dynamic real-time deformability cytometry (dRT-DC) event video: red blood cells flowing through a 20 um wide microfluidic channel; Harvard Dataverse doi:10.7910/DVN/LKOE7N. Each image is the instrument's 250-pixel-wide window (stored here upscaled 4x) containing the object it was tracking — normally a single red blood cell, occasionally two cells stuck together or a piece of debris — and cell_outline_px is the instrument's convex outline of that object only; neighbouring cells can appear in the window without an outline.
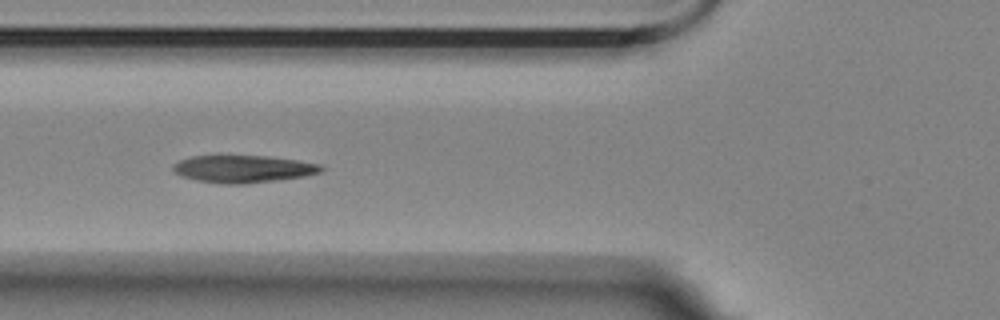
{"species": "Egyptian fruit bat (a non-hibernating species)", "species_latin": "Rousettus aegyptiacus", "temperature_condition": "room temperature", "stored_images_in_passage": 5, "camera_frame_rate_fps": 3000, "um_per_image_px": 0.085, "animal": {"sex": "female"}, "frame": {"image": 1, "passage_image": 5, "time_ms": 1.333, "image_size_px": [1000, 320], "cell_outline_px": [[324, 172], [304, 176], [276, 180], [244, 184], [224, 184], [196, 180], [180, 176], [172, 172], [172, 164], [180, 160], [192, 156], [264, 156], [296, 160], [320, 164], [324, 168]], "centroid_in_image_um": [20.64, 14.36], "position_along_channel_um": 105.2, "area_um2": 23.64}}